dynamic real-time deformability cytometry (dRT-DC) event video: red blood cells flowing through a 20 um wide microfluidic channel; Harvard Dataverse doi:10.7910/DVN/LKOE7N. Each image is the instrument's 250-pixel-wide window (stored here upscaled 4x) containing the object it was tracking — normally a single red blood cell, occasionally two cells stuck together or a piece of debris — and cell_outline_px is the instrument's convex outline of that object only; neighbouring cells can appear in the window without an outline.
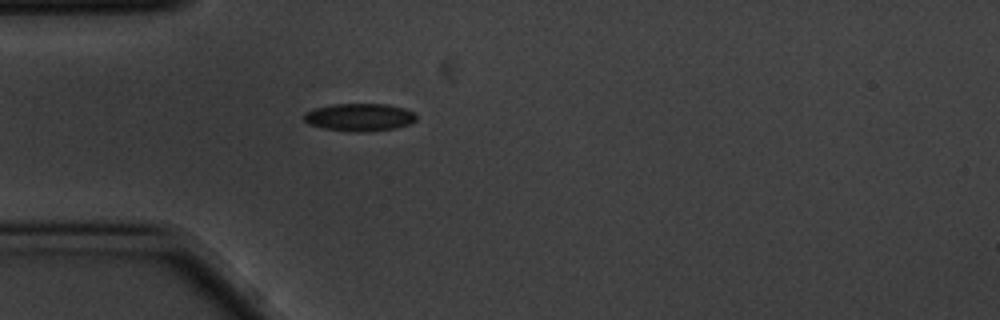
{"species": "common noctule bat (a hibernating species)", "species_latin": "Nyctalus noctula", "temperature_condition": "cold", "stored_images_in_passage": 2, "camera_frame_rate_fps": 3000, "um_per_image_px": 0.085, "animal": {"sex": "male", "body_mass_g": 20.1, "forearm_length_mm": 53.5}, "frame": {"image": 1, "passage_image": 2, "time_ms": 0.333, "image_size_px": [1000, 320], "cell_outline_px": [[416, 120], [408, 124], [396, 128], [360, 132], [356, 132], [324, 128], [308, 124], [304, 120], [304, 112], [316, 108], [332, 104], [384, 104], [404, 108], [412, 112], [416, 116]], "centroid_in_image_um": [30.53, 9.96], "position_along_channel_um": 54.5, "area_um2": 17.92}}